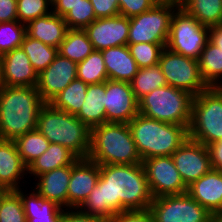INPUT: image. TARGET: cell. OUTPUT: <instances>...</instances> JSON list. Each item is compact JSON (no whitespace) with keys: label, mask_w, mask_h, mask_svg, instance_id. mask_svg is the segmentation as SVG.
I'll return each instance as SVG.
<instances>
[{"label":"cell","mask_w":222,"mask_h":222,"mask_svg":"<svg viewBox=\"0 0 222 222\" xmlns=\"http://www.w3.org/2000/svg\"><path fill=\"white\" fill-rule=\"evenodd\" d=\"M188 131L205 146L222 140V87H208L194 97Z\"/></svg>","instance_id":"cell-7"},{"label":"cell","mask_w":222,"mask_h":222,"mask_svg":"<svg viewBox=\"0 0 222 222\" xmlns=\"http://www.w3.org/2000/svg\"><path fill=\"white\" fill-rule=\"evenodd\" d=\"M209 42L222 50V24L209 27Z\"/></svg>","instance_id":"cell-47"},{"label":"cell","mask_w":222,"mask_h":222,"mask_svg":"<svg viewBox=\"0 0 222 222\" xmlns=\"http://www.w3.org/2000/svg\"><path fill=\"white\" fill-rule=\"evenodd\" d=\"M28 167L22 161L15 141L0 139V182L8 190H17L27 181ZM23 180V181H22Z\"/></svg>","instance_id":"cell-19"},{"label":"cell","mask_w":222,"mask_h":222,"mask_svg":"<svg viewBox=\"0 0 222 222\" xmlns=\"http://www.w3.org/2000/svg\"><path fill=\"white\" fill-rule=\"evenodd\" d=\"M187 193L215 216L222 210V170L212 169L192 182Z\"/></svg>","instance_id":"cell-20"},{"label":"cell","mask_w":222,"mask_h":222,"mask_svg":"<svg viewBox=\"0 0 222 222\" xmlns=\"http://www.w3.org/2000/svg\"><path fill=\"white\" fill-rule=\"evenodd\" d=\"M199 72L208 87H222V50L207 42L200 54Z\"/></svg>","instance_id":"cell-27"},{"label":"cell","mask_w":222,"mask_h":222,"mask_svg":"<svg viewBox=\"0 0 222 222\" xmlns=\"http://www.w3.org/2000/svg\"><path fill=\"white\" fill-rule=\"evenodd\" d=\"M93 51L87 33L81 29H69L58 48V54L76 63L82 62Z\"/></svg>","instance_id":"cell-28"},{"label":"cell","mask_w":222,"mask_h":222,"mask_svg":"<svg viewBox=\"0 0 222 222\" xmlns=\"http://www.w3.org/2000/svg\"><path fill=\"white\" fill-rule=\"evenodd\" d=\"M84 31L92 43L94 50H105L128 44L129 18L123 15L98 18L88 25Z\"/></svg>","instance_id":"cell-16"},{"label":"cell","mask_w":222,"mask_h":222,"mask_svg":"<svg viewBox=\"0 0 222 222\" xmlns=\"http://www.w3.org/2000/svg\"><path fill=\"white\" fill-rule=\"evenodd\" d=\"M153 199L142 163L100 165L97 184L78 209L107 221L120 212L148 210Z\"/></svg>","instance_id":"cell-1"},{"label":"cell","mask_w":222,"mask_h":222,"mask_svg":"<svg viewBox=\"0 0 222 222\" xmlns=\"http://www.w3.org/2000/svg\"><path fill=\"white\" fill-rule=\"evenodd\" d=\"M182 8L204 26L222 24V0H184Z\"/></svg>","instance_id":"cell-30"},{"label":"cell","mask_w":222,"mask_h":222,"mask_svg":"<svg viewBox=\"0 0 222 222\" xmlns=\"http://www.w3.org/2000/svg\"><path fill=\"white\" fill-rule=\"evenodd\" d=\"M214 222H222V210L214 216Z\"/></svg>","instance_id":"cell-49"},{"label":"cell","mask_w":222,"mask_h":222,"mask_svg":"<svg viewBox=\"0 0 222 222\" xmlns=\"http://www.w3.org/2000/svg\"><path fill=\"white\" fill-rule=\"evenodd\" d=\"M87 158L99 165L142 163L127 123L106 122L92 127Z\"/></svg>","instance_id":"cell-3"},{"label":"cell","mask_w":222,"mask_h":222,"mask_svg":"<svg viewBox=\"0 0 222 222\" xmlns=\"http://www.w3.org/2000/svg\"><path fill=\"white\" fill-rule=\"evenodd\" d=\"M1 68V86H37L38 73L21 47L1 55Z\"/></svg>","instance_id":"cell-18"},{"label":"cell","mask_w":222,"mask_h":222,"mask_svg":"<svg viewBox=\"0 0 222 222\" xmlns=\"http://www.w3.org/2000/svg\"><path fill=\"white\" fill-rule=\"evenodd\" d=\"M87 88L86 83L76 78L50 104L56 109L76 115L85 102Z\"/></svg>","instance_id":"cell-29"},{"label":"cell","mask_w":222,"mask_h":222,"mask_svg":"<svg viewBox=\"0 0 222 222\" xmlns=\"http://www.w3.org/2000/svg\"><path fill=\"white\" fill-rule=\"evenodd\" d=\"M8 191V189L0 182V198Z\"/></svg>","instance_id":"cell-50"},{"label":"cell","mask_w":222,"mask_h":222,"mask_svg":"<svg viewBox=\"0 0 222 222\" xmlns=\"http://www.w3.org/2000/svg\"><path fill=\"white\" fill-rule=\"evenodd\" d=\"M36 129L50 143L68 148L78 158L88 157L91 129L75 115L45 103L39 110Z\"/></svg>","instance_id":"cell-5"},{"label":"cell","mask_w":222,"mask_h":222,"mask_svg":"<svg viewBox=\"0 0 222 222\" xmlns=\"http://www.w3.org/2000/svg\"><path fill=\"white\" fill-rule=\"evenodd\" d=\"M177 8L154 6L140 15L129 18L128 44H166L172 16Z\"/></svg>","instance_id":"cell-11"},{"label":"cell","mask_w":222,"mask_h":222,"mask_svg":"<svg viewBox=\"0 0 222 222\" xmlns=\"http://www.w3.org/2000/svg\"><path fill=\"white\" fill-rule=\"evenodd\" d=\"M130 54L138 68H147L159 63L160 55L166 44L136 43L127 44Z\"/></svg>","instance_id":"cell-37"},{"label":"cell","mask_w":222,"mask_h":222,"mask_svg":"<svg viewBox=\"0 0 222 222\" xmlns=\"http://www.w3.org/2000/svg\"><path fill=\"white\" fill-rule=\"evenodd\" d=\"M77 159L78 157L68 148L50 143L48 149L28 166V179L30 176L35 179L38 175L53 169L72 165Z\"/></svg>","instance_id":"cell-26"},{"label":"cell","mask_w":222,"mask_h":222,"mask_svg":"<svg viewBox=\"0 0 222 222\" xmlns=\"http://www.w3.org/2000/svg\"><path fill=\"white\" fill-rule=\"evenodd\" d=\"M18 20L17 0H0V23Z\"/></svg>","instance_id":"cell-44"},{"label":"cell","mask_w":222,"mask_h":222,"mask_svg":"<svg viewBox=\"0 0 222 222\" xmlns=\"http://www.w3.org/2000/svg\"><path fill=\"white\" fill-rule=\"evenodd\" d=\"M108 79L130 82L137 74L138 66L127 45L110 47L101 51Z\"/></svg>","instance_id":"cell-24"},{"label":"cell","mask_w":222,"mask_h":222,"mask_svg":"<svg viewBox=\"0 0 222 222\" xmlns=\"http://www.w3.org/2000/svg\"><path fill=\"white\" fill-rule=\"evenodd\" d=\"M194 96L186 91L165 85L138 100L139 113L145 117L190 127Z\"/></svg>","instance_id":"cell-6"},{"label":"cell","mask_w":222,"mask_h":222,"mask_svg":"<svg viewBox=\"0 0 222 222\" xmlns=\"http://www.w3.org/2000/svg\"><path fill=\"white\" fill-rule=\"evenodd\" d=\"M31 189V193L24 188L15 190L22 200L27 222H60L65 208L40 196L33 187Z\"/></svg>","instance_id":"cell-22"},{"label":"cell","mask_w":222,"mask_h":222,"mask_svg":"<svg viewBox=\"0 0 222 222\" xmlns=\"http://www.w3.org/2000/svg\"><path fill=\"white\" fill-rule=\"evenodd\" d=\"M148 210L154 222H214V215L188 193L154 198Z\"/></svg>","instance_id":"cell-10"},{"label":"cell","mask_w":222,"mask_h":222,"mask_svg":"<svg viewBox=\"0 0 222 222\" xmlns=\"http://www.w3.org/2000/svg\"><path fill=\"white\" fill-rule=\"evenodd\" d=\"M69 30L64 18L50 14L31 20L26 25V33L44 44L59 48Z\"/></svg>","instance_id":"cell-23"},{"label":"cell","mask_w":222,"mask_h":222,"mask_svg":"<svg viewBox=\"0 0 222 222\" xmlns=\"http://www.w3.org/2000/svg\"><path fill=\"white\" fill-rule=\"evenodd\" d=\"M165 76L167 85L181 89L194 97L208 86L199 72L198 60L164 48L158 63Z\"/></svg>","instance_id":"cell-9"},{"label":"cell","mask_w":222,"mask_h":222,"mask_svg":"<svg viewBox=\"0 0 222 222\" xmlns=\"http://www.w3.org/2000/svg\"><path fill=\"white\" fill-rule=\"evenodd\" d=\"M15 143L19 155L27 167L42 155L50 145V142L37 129L18 137Z\"/></svg>","instance_id":"cell-33"},{"label":"cell","mask_w":222,"mask_h":222,"mask_svg":"<svg viewBox=\"0 0 222 222\" xmlns=\"http://www.w3.org/2000/svg\"><path fill=\"white\" fill-rule=\"evenodd\" d=\"M105 93V82L88 85L85 102L75 115L90 129L106 123Z\"/></svg>","instance_id":"cell-25"},{"label":"cell","mask_w":222,"mask_h":222,"mask_svg":"<svg viewBox=\"0 0 222 222\" xmlns=\"http://www.w3.org/2000/svg\"><path fill=\"white\" fill-rule=\"evenodd\" d=\"M71 177V165L59 167L38 175L33 182L34 190L47 200L54 201L68 209V187ZM37 181V182H36Z\"/></svg>","instance_id":"cell-21"},{"label":"cell","mask_w":222,"mask_h":222,"mask_svg":"<svg viewBox=\"0 0 222 222\" xmlns=\"http://www.w3.org/2000/svg\"><path fill=\"white\" fill-rule=\"evenodd\" d=\"M106 222H154L149 210L125 211L113 215Z\"/></svg>","instance_id":"cell-42"},{"label":"cell","mask_w":222,"mask_h":222,"mask_svg":"<svg viewBox=\"0 0 222 222\" xmlns=\"http://www.w3.org/2000/svg\"><path fill=\"white\" fill-rule=\"evenodd\" d=\"M120 15L132 18L154 7L151 0H118Z\"/></svg>","instance_id":"cell-40"},{"label":"cell","mask_w":222,"mask_h":222,"mask_svg":"<svg viewBox=\"0 0 222 222\" xmlns=\"http://www.w3.org/2000/svg\"><path fill=\"white\" fill-rule=\"evenodd\" d=\"M26 25L18 20L0 23V55L21 47Z\"/></svg>","instance_id":"cell-35"},{"label":"cell","mask_w":222,"mask_h":222,"mask_svg":"<svg viewBox=\"0 0 222 222\" xmlns=\"http://www.w3.org/2000/svg\"><path fill=\"white\" fill-rule=\"evenodd\" d=\"M100 165L89 158H78L71 165L68 187V208H79L96 186Z\"/></svg>","instance_id":"cell-17"},{"label":"cell","mask_w":222,"mask_h":222,"mask_svg":"<svg viewBox=\"0 0 222 222\" xmlns=\"http://www.w3.org/2000/svg\"><path fill=\"white\" fill-rule=\"evenodd\" d=\"M105 90L106 122L128 124L139 114L138 100L130 82L108 79Z\"/></svg>","instance_id":"cell-14"},{"label":"cell","mask_w":222,"mask_h":222,"mask_svg":"<svg viewBox=\"0 0 222 222\" xmlns=\"http://www.w3.org/2000/svg\"><path fill=\"white\" fill-rule=\"evenodd\" d=\"M44 104L36 87L0 86V139L15 141L35 130Z\"/></svg>","instance_id":"cell-2"},{"label":"cell","mask_w":222,"mask_h":222,"mask_svg":"<svg viewBox=\"0 0 222 222\" xmlns=\"http://www.w3.org/2000/svg\"><path fill=\"white\" fill-rule=\"evenodd\" d=\"M209 41V27L202 25L182 7L174 11L166 48L198 60Z\"/></svg>","instance_id":"cell-8"},{"label":"cell","mask_w":222,"mask_h":222,"mask_svg":"<svg viewBox=\"0 0 222 222\" xmlns=\"http://www.w3.org/2000/svg\"><path fill=\"white\" fill-rule=\"evenodd\" d=\"M0 222H27L20 195L8 190L0 198Z\"/></svg>","instance_id":"cell-36"},{"label":"cell","mask_w":222,"mask_h":222,"mask_svg":"<svg viewBox=\"0 0 222 222\" xmlns=\"http://www.w3.org/2000/svg\"><path fill=\"white\" fill-rule=\"evenodd\" d=\"M82 0H52V12L64 17L74 6Z\"/></svg>","instance_id":"cell-46"},{"label":"cell","mask_w":222,"mask_h":222,"mask_svg":"<svg viewBox=\"0 0 222 222\" xmlns=\"http://www.w3.org/2000/svg\"><path fill=\"white\" fill-rule=\"evenodd\" d=\"M60 222H106V220L85 214L78 208H68L63 212Z\"/></svg>","instance_id":"cell-43"},{"label":"cell","mask_w":222,"mask_h":222,"mask_svg":"<svg viewBox=\"0 0 222 222\" xmlns=\"http://www.w3.org/2000/svg\"><path fill=\"white\" fill-rule=\"evenodd\" d=\"M21 48L38 74L46 69L58 54V48L31 38L27 33L22 41Z\"/></svg>","instance_id":"cell-31"},{"label":"cell","mask_w":222,"mask_h":222,"mask_svg":"<svg viewBox=\"0 0 222 222\" xmlns=\"http://www.w3.org/2000/svg\"><path fill=\"white\" fill-rule=\"evenodd\" d=\"M1 55H0V86H1Z\"/></svg>","instance_id":"cell-51"},{"label":"cell","mask_w":222,"mask_h":222,"mask_svg":"<svg viewBox=\"0 0 222 222\" xmlns=\"http://www.w3.org/2000/svg\"><path fill=\"white\" fill-rule=\"evenodd\" d=\"M171 156L187 187L213 169L207 146L189 137Z\"/></svg>","instance_id":"cell-13"},{"label":"cell","mask_w":222,"mask_h":222,"mask_svg":"<svg viewBox=\"0 0 222 222\" xmlns=\"http://www.w3.org/2000/svg\"><path fill=\"white\" fill-rule=\"evenodd\" d=\"M130 85L136 99L139 100L156 88L167 85V83L160 65L156 64L147 68L138 69L137 74L130 81Z\"/></svg>","instance_id":"cell-32"},{"label":"cell","mask_w":222,"mask_h":222,"mask_svg":"<svg viewBox=\"0 0 222 222\" xmlns=\"http://www.w3.org/2000/svg\"><path fill=\"white\" fill-rule=\"evenodd\" d=\"M63 18L69 29L81 30H84L97 19L90 0H82V2L74 6Z\"/></svg>","instance_id":"cell-39"},{"label":"cell","mask_w":222,"mask_h":222,"mask_svg":"<svg viewBox=\"0 0 222 222\" xmlns=\"http://www.w3.org/2000/svg\"><path fill=\"white\" fill-rule=\"evenodd\" d=\"M76 78L77 63L57 54L54 61L38 74L36 89L41 99L50 103Z\"/></svg>","instance_id":"cell-15"},{"label":"cell","mask_w":222,"mask_h":222,"mask_svg":"<svg viewBox=\"0 0 222 222\" xmlns=\"http://www.w3.org/2000/svg\"><path fill=\"white\" fill-rule=\"evenodd\" d=\"M128 125L142 161L171 156L189 137L186 126L158 121L140 113Z\"/></svg>","instance_id":"cell-4"},{"label":"cell","mask_w":222,"mask_h":222,"mask_svg":"<svg viewBox=\"0 0 222 222\" xmlns=\"http://www.w3.org/2000/svg\"><path fill=\"white\" fill-rule=\"evenodd\" d=\"M142 164L154 198L187 193L172 156L148 158Z\"/></svg>","instance_id":"cell-12"},{"label":"cell","mask_w":222,"mask_h":222,"mask_svg":"<svg viewBox=\"0 0 222 222\" xmlns=\"http://www.w3.org/2000/svg\"><path fill=\"white\" fill-rule=\"evenodd\" d=\"M77 78L87 85L99 84L108 80L101 51L94 50L86 59L77 63Z\"/></svg>","instance_id":"cell-34"},{"label":"cell","mask_w":222,"mask_h":222,"mask_svg":"<svg viewBox=\"0 0 222 222\" xmlns=\"http://www.w3.org/2000/svg\"><path fill=\"white\" fill-rule=\"evenodd\" d=\"M154 6H168L174 8H181L184 0H151Z\"/></svg>","instance_id":"cell-48"},{"label":"cell","mask_w":222,"mask_h":222,"mask_svg":"<svg viewBox=\"0 0 222 222\" xmlns=\"http://www.w3.org/2000/svg\"><path fill=\"white\" fill-rule=\"evenodd\" d=\"M51 12L52 0H17L18 21L25 25Z\"/></svg>","instance_id":"cell-38"},{"label":"cell","mask_w":222,"mask_h":222,"mask_svg":"<svg viewBox=\"0 0 222 222\" xmlns=\"http://www.w3.org/2000/svg\"><path fill=\"white\" fill-rule=\"evenodd\" d=\"M90 2L97 19L120 15L118 0H90Z\"/></svg>","instance_id":"cell-41"},{"label":"cell","mask_w":222,"mask_h":222,"mask_svg":"<svg viewBox=\"0 0 222 222\" xmlns=\"http://www.w3.org/2000/svg\"><path fill=\"white\" fill-rule=\"evenodd\" d=\"M212 168L222 170V140L207 145Z\"/></svg>","instance_id":"cell-45"}]
</instances>
